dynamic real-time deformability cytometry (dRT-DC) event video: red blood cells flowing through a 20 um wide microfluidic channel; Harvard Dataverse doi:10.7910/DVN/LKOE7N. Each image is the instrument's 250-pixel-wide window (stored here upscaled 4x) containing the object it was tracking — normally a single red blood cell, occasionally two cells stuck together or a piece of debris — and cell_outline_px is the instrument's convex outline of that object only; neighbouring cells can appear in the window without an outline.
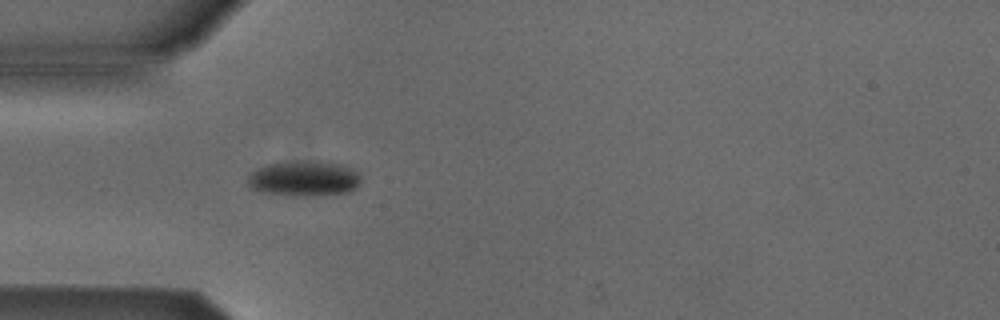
{"species": "Egyptian fruit bat (a non-hibernating species)", "species_latin": "Rousettus aegyptiacus", "temperature_condition": "cold", "stored_images_in_passage": 1, "camera_frame_rate_fps": 3000, "um_per_image_px": 0.085, "animal": {"sex": "male"}, "frame": {"image": 1, "passage_image": 1, "time_ms": 0.0, "image_size_px": [1000, 320], "cell_outline_px": [[360, 184], [356, 188], [348, 192], [308, 196], [292, 196], [260, 192], [252, 188], [248, 184], [248, 176], [256, 168], [268, 164], [296, 160], [328, 160], [344, 164], [352, 168], [360, 176]], "centroid_in_image_um": [25.87, 15.15], "position_along_channel_um": 59.1, "area_um2": 23.93}}